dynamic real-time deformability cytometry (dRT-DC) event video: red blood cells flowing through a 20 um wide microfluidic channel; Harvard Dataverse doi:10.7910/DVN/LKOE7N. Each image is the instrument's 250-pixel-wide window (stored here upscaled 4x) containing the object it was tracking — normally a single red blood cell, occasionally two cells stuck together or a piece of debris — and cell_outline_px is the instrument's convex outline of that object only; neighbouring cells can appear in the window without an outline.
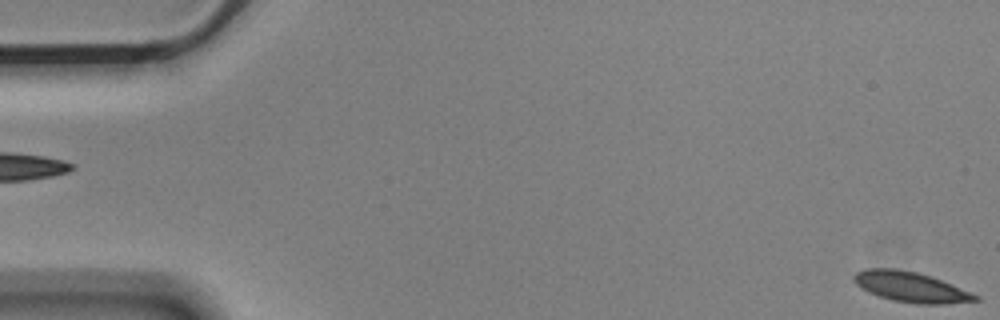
{"species": "Egyptian fruit bat (a non-hibernating species)", "species_latin": "Rousettus aegyptiacus", "temperature_condition": "cold", "stored_images_in_passage": 6, "segment_of_instrument_passage": [2, 2], "camera_frame_rate_fps": 3000, "um_per_image_px": 0.085, "animal": {"sex": "male"}, "frame": {"image": 1, "passage_image": 6, "time_ms": 1.667, "image_size_px": [1000, 320], "cell_outline_px": [[980, 300], [944, 304], [916, 304], [892, 300], [868, 292], [860, 288], [852, 280], [852, 276], [856, 272], [864, 268], [892, 268], [916, 272], [932, 276], [980, 296]], "centroid_in_image_um": [77.38, 24.39], "position_along_channel_um": 7.6, "area_um2": 21.5}}